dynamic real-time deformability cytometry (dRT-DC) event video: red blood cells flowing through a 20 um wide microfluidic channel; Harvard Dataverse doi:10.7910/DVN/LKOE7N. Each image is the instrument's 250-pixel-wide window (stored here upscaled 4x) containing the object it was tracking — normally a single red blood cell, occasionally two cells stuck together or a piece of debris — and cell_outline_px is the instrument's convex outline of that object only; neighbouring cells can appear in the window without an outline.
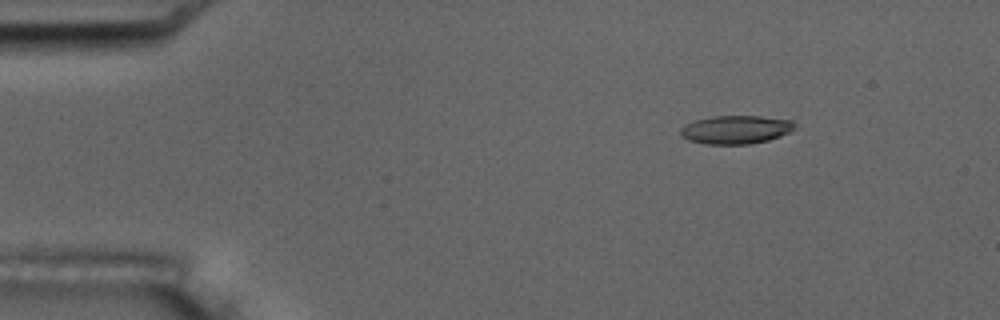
{"species": "common noctule bat (a hibernating species)", "species_latin": "Nyctalus noctula", "temperature_condition": "room temperature", "stored_images_in_passage": 5, "camera_frame_rate_fps": 3000, "um_per_image_px": 0.085, "animal": {"sex": "male", "body_mass_g": 17.5, "forearm_length_mm": 52.3}, "frame": {"image": 1, "passage_image": 1, "time_ms": 0.0, "image_size_px": [1000, 320], "cell_outline_px": [[796, 128], [780, 136], [768, 140], [748, 144], [704, 144], [688, 140], [680, 136], [680, 128], [684, 124], [696, 120], [712, 116], [760, 116], [792, 120], [796, 124]], "centroid_in_image_um": [62.52, 11.01], "position_along_channel_um": 22.5, "area_um2": 19.02}}
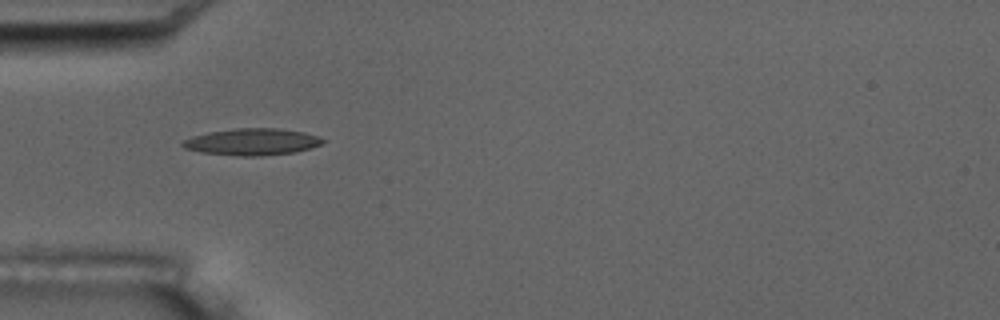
{"frame": {"image": 2, "passage_image": 4, "time_ms": 3.333, "image_size_px": [1000, 320], "cell_outline_px": [[324, 140], [320, 144], [296, 152], [260, 156], [236, 156], [200, 152], [184, 148], [180, 144], [184, 140], [192, 136], [208, 132], [236, 128], [280, 128], [304, 132], [316, 136]], "centroid_in_image_um": [21.38, 12.06], "position_along_channel_um": 63.6, "area_um2": 21.79}}